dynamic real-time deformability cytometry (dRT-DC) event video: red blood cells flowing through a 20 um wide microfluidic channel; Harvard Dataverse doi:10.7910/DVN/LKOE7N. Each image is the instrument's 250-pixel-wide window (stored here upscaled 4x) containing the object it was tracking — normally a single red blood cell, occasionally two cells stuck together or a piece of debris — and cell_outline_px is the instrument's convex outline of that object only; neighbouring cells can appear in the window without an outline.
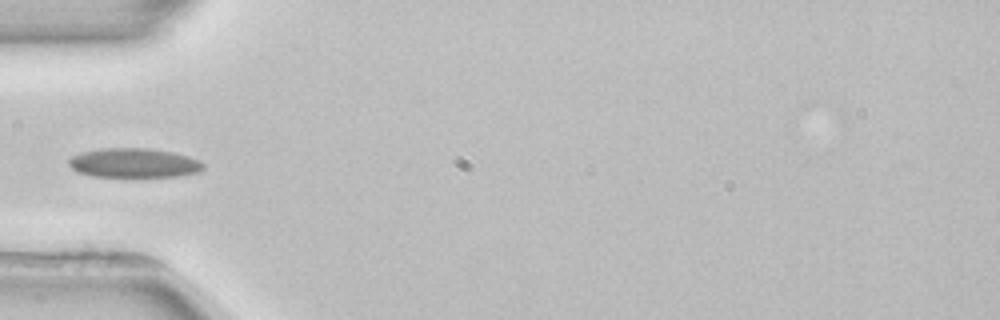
{"species": "common noctule bat (a hibernating species)", "species_latin": "Nyctalus noctula", "temperature_condition": "room temperature", "stored_images_in_passage": 4, "camera_frame_rate_fps": 3000, "um_per_image_px": 0.085, "animal": {"sex": "female", "body_mass_g": 22.7, "forearm_length_mm": 54.2}, "frame": {"image": 1, "passage_image": 4, "time_ms": 5.333, "image_size_px": [1000, 320], "cell_outline_px": [[204, 168], [200, 172], [180, 176], [92, 176], [76, 172], [68, 164], [68, 160], [72, 156], [84, 152], [100, 148], [148, 148], [172, 152], [188, 156], [204, 164]], "centroid_in_image_um": [11.37, 13.85], "position_along_channel_um": 73.6, "area_um2": 22.89}}